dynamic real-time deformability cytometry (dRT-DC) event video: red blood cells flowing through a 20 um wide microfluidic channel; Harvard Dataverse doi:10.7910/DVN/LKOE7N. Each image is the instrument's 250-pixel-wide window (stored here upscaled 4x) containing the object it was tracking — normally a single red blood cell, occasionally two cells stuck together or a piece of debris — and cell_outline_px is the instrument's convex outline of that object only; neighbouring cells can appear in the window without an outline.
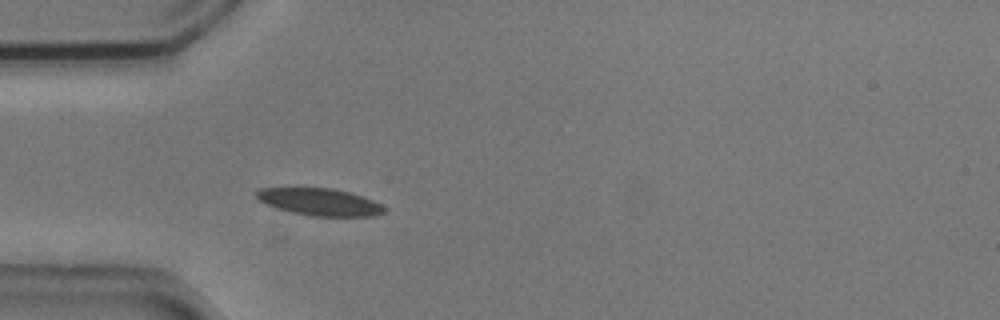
{"species": "common noctule bat (a hibernating species)", "species_latin": "Nyctalus noctula", "temperature_condition": "cold", "stored_images_in_passage": 39, "camera_frame_rate_fps": 3000, "um_per_image_px": 0.085, "animal": {"sex": "male", "body_mass_g": 20.5, "forearm_length_mm": 52.5}, "frame": {"image": 1, "passage_image": 1, "time_ms": 0.0, "image_size_px": [1000, 320], "cell_outline_px": [[388, 212], [376, 216], [312, 216], [292, 212], [264, 204], [256, 196], [256, 192], [260, 188], [332, 188], [364, 196], [380, 204]], "centroid_in_image_um": [27.2, 17.17], "position_along_channel_um": 57.8, "area_um2": 20.17}}
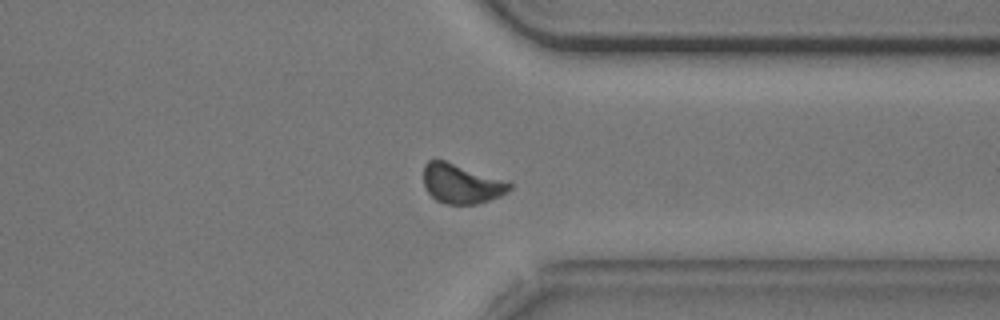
{"frame": {"image": 2, "passage_image": 27, "time_ms": 8.667, "image_size_px": [1000, 320], "cell_outline_px": [[512, 188], [508, 192], [500, 196], [476, 204], [448, 204], [436, 200], [428, 192], [424, 184], [424, 164], [428, 160], [444, 160], [508, 180], [512, 184]], "centroid_in_image_um": [39.25, 15.61], "position_along_channel_um": 372.1, "area_um2": 19.88}}
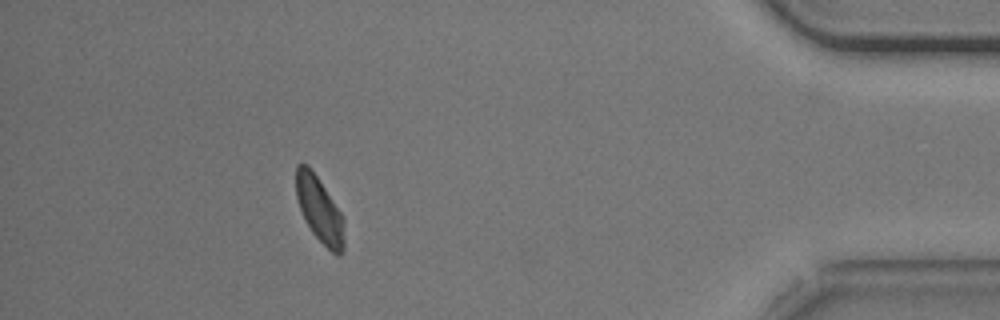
{"frame": {"image": 3, "passage_image": 34, "time_ms": 11.0, "image_size_px": [1000, 320], "cell_outline_px": [[344, 252], [340, 256], [336, 256], [312, 232], [304, 220], [296, 196], [296, 164], [308, 164], [344, 216]], "centroid_in_image_um": [27.18, 17.85], "position_along_channel_um": 408.0, "area_um2": 18.5}, "authors_computed_cell_mechanics": {"area_um2": 20.1144, "velocity_mm_per_s": 3.6948, "shape_relaxation_time_tau1_ms": 5.5808, "shape_relaxation_time_tau2_ms": 2.1351, "deformation_change_tau1": 0.1396, "deformation_change_tau2": 0.0584}}